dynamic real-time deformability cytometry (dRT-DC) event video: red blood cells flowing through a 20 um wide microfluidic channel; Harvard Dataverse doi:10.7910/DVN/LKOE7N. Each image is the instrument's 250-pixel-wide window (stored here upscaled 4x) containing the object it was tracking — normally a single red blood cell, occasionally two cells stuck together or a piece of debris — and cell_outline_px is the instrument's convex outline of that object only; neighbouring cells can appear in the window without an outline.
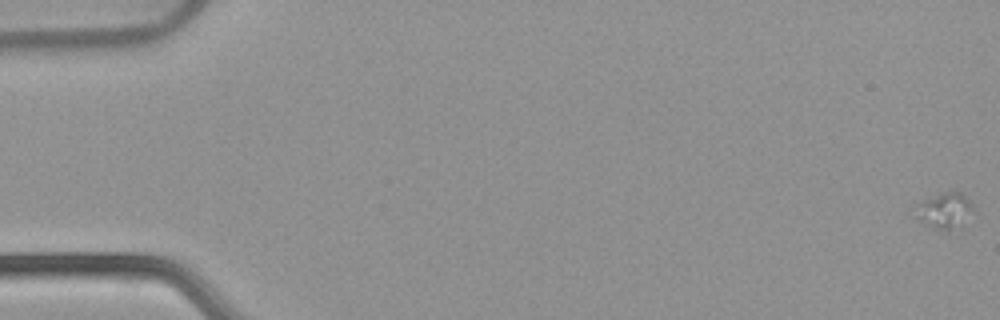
{"species": "common noctule bat (a hibernating species)", "species_latin": "Nyctalus noctula", "temperature_condition": "warm", "stored_images_in_passage": 54, "camera_frame_rate_fps": 3000, "um_per_image_px": 0.085, "animal": {"sex": "female", "body_mass_g": 22.7, "forearm_length_mm": 54.2}, "frame": {"image": 1, "passage_image": 1, "time_ms": 0.0, "image_size_px": [1000, 320], "cell_outline_px": [[972, 208], [960, 228], [948, 232], [936, 228], [920, 220], [916, 216], [912, 204], [920, 200], [944, 192], [960, 192], [972, 200]], "centroid_in_image_um": [80.24, 17.88], "position_along_channel_um": 4.8, "area_um2": 12.2}}
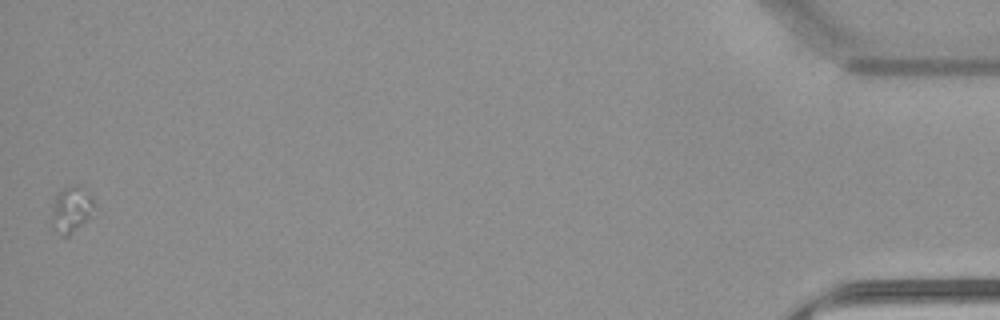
{"frame": {"image": 2, "passage_image": 54, "time_ms": 17.667, "image_size_px": [1000, 320], "cell_outline_px": [[92, 204], [88, 216], [68, 236], [60, 236], [52, 228], [52, 200], [64, 188], [76, 184], [84, 184], [92, 196]], "centroid_in_image_um": [6.0, 17.75], "position_along_channel_um": 429.2, "area_um2": 11.21}}